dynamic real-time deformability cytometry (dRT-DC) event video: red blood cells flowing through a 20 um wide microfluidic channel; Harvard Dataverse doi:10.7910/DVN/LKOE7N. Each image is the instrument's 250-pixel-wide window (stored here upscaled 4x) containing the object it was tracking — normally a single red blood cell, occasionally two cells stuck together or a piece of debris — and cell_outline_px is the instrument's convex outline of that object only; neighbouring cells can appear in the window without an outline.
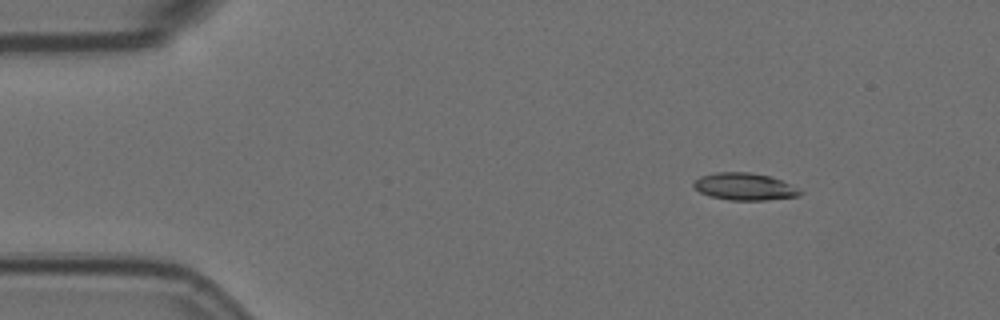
{"species": "Egyptian fruit bat (a non-hibernating species)", "species_latin": "Rousettus aegyptiacus", "temperature_condition": "room temperature", "stored_images_in_passage": 10, "camera_frame_rate_fps": 3000, "um_per_image_px": 0.085, "animal": {"sex": "female"}, "frame": {"image": 1, "passage_image": 2, "time_ms": 0.333, "image_size_px": [1000, 320], "cell_outline_px": [[804, 192], [800, 196], [764, 200], [728, 200], [712, 196], [700, 192], [692, 184], [700, 176], [716, 172], [752, 172], [772, 176], [800, 188]], "centroid_in_image_um": [63.35, 15.85], "position_along_channel_um": 21.7, "area_um2": 16.99}}
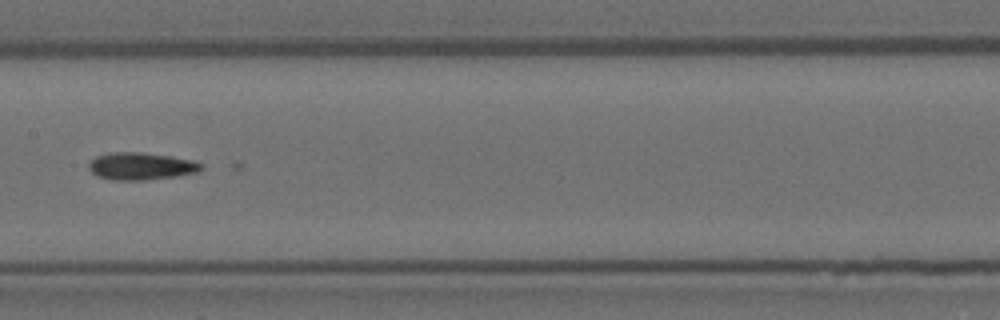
{"frame": {"image": 2, "passage_image": 8, "time_ms": 2.333, "image_size_px": [1000, 320], "cell_outline_px": [[204, 168], [200, 172], [176, 176], [144, 180], [112, 180], [96, 176], [88, 168], [88, 164], [96, 156], [108, 152], [140, 152], [168, 156], [192, 160], [204, 164]], "centroid_in_image_um": [11.99, 14.13], "position_along_channel_um": 195.4, "area_um2": 18.03}}
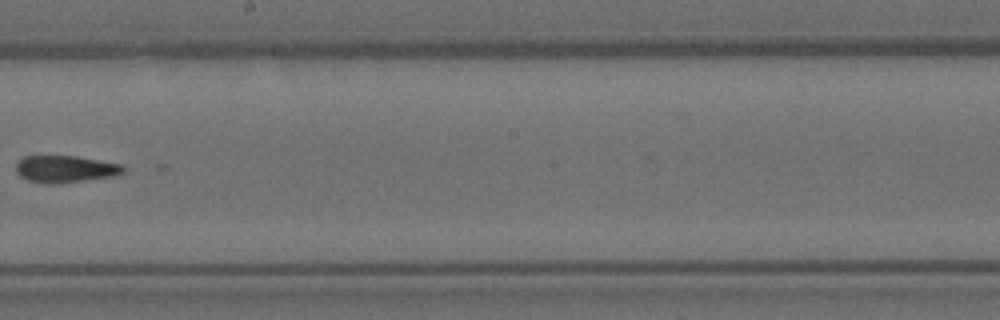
{"frame": {"image": 3, "passage_image": 9, "time_ms": 2.667, "image_size_px": [1000, 320], "cell_outline_px": [[124, 172], [112, 176], [84, 180], [52, 184], [44, 184], [28, 180], [20, 176], [16, 172], [16, 160], [24, 156], [76, 156], [124, 164]], "centroid_in_image_um": [5.52, 14.36], "position_along_channel_um": 242.7, "area_um2": 16.94}}